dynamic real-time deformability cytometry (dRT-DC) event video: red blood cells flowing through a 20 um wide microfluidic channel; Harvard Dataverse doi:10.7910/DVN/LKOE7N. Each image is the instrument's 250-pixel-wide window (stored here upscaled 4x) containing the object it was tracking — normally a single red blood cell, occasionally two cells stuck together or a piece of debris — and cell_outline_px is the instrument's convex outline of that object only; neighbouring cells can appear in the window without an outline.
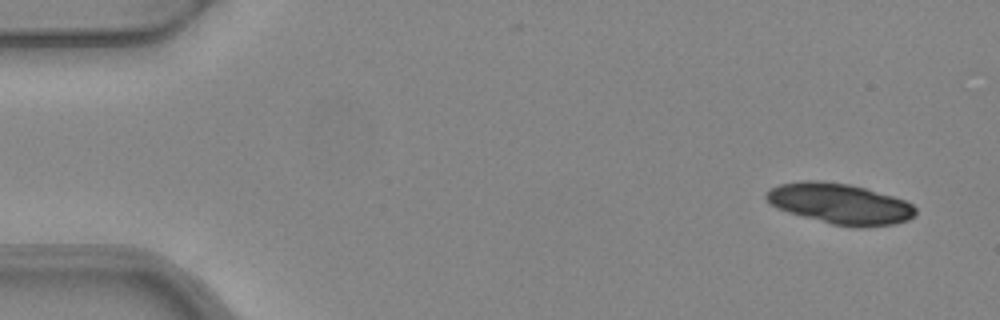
{"species": "common noctule bat (a hibernating species)", "species_latin": "Nyctalus noctula", "temperature_condition": "warm", "stored_images_in_passage": 6, "camera_frame_rate_fps": 3000, "um_per_image_px": 0.085, "animal": {"sex": "female", "body_mass_g": 24.6, "forearm_length_mm": 56.2}, "frame": {"image": 1, "passage_image": 1, "time_ms": 0.0, "image_size_px": [1000, 320], "cell_outline_px": [[916, 212], [908, 220], [896, 224], [860, 228], [856, 228], [832, 224], [788, 212], [776, 208], [764, 196], [772, 188], [780, 184], [800, 180], [820, 180], [848, 184], [864, 188], [892, 196], [904, 200], [912, 204], [916, 208]], "centroid_in_image_um": [71.4, 17.32], "position_along_channel_um": 13.6, "area_um2": 35.2}}
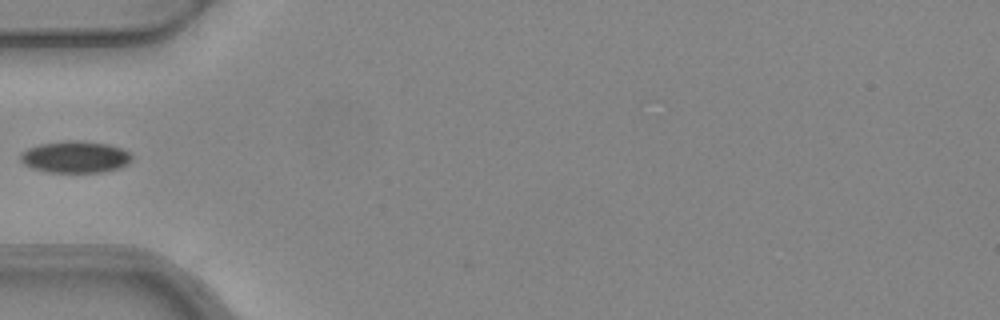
{"frame": {"image": 2, "passage_image": 5, "time_ms": 1.333, "image_size_px": [1000, 320], "cell_outline_px": [[132, 160], [128, 164], [116, 168], [100, 172], [48, 172], [32, 168], [24, 164], [20, 160], [20, 156], [28, 148], [40, 144], [68, 140], [76, 140], [108, 144], [120, 148], [128, 152], [132, 156]], "centroid_in_image_um": [6.39, 13.34], "position_along_channel_um": 78.6, "area_um2": 20.4}}
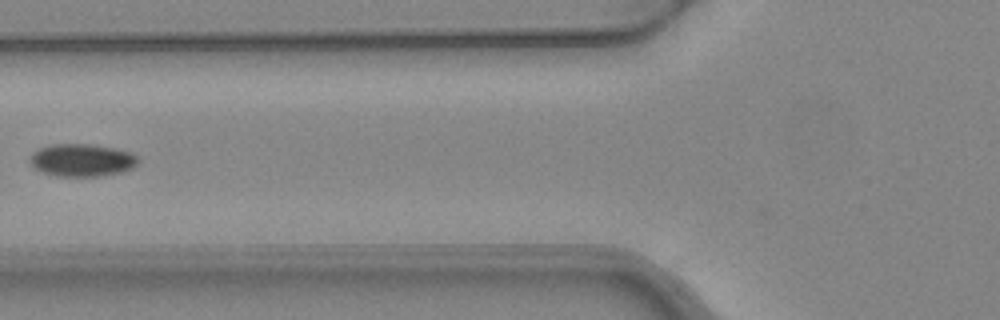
{"frame": {"image": 3, "passage_image": 6, "time_ms": 1.667, "image_size_px": [1000, 320], "cell_outline_px": [[140, 160], [132, 168], [120, 172], [100, 176], [56, 176], [32, 168], [28, 160], [28, 156], [32, 152], [40, 148], [52, 144], [88, 144], [112, 148], [128, 152], [136, 156]], "centroid_in_image_um": [6.89, 13.62], "position_along_channel_um": 118.9, "area_um2": 20.52}}